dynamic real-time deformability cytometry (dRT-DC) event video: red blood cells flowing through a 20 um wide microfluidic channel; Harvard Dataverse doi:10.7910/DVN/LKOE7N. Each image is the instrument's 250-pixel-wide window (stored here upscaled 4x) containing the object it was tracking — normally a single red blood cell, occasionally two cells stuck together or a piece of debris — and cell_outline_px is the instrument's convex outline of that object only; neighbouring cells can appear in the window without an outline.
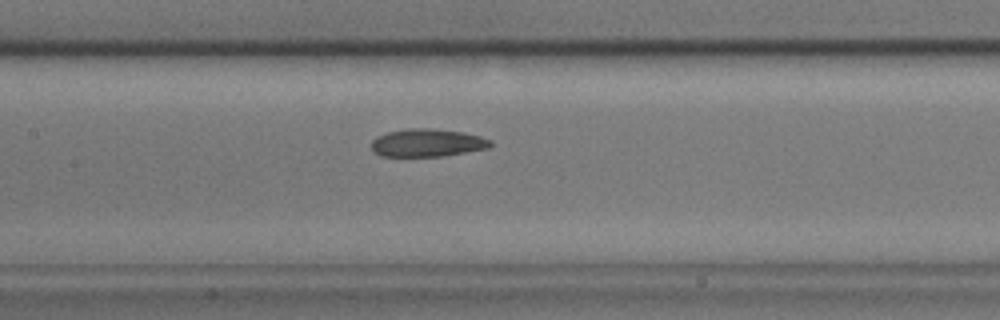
{"species": "common noctule bat (a hibernating species)", "species_latin": "Nyctalus noctula", "temperature_condition": "cold", "stored_images_in_passage": 47, "camera_frame_rate_fps": 3000, "um_per_image_px": 0.085, "animal": {"sex": "male", "body_mass_g": 17.9}, "frame": {"image": 1, "passage_image": 21, "time_ms": 6.667, "image_size_px": [1000, 320], "cell_outline_px": [[492, 144], [488, 148], [440, 156], [380, 156], [372, 152], [372, 140], [376, 136], [388, 132], [408, 128], [432, 128], [464, 132], [480, 136], [492, 140]], "centroid_in_image_um": [36.29, 12.13], "position_along_channel_um": 171.1, "area_um2": 19.36}}
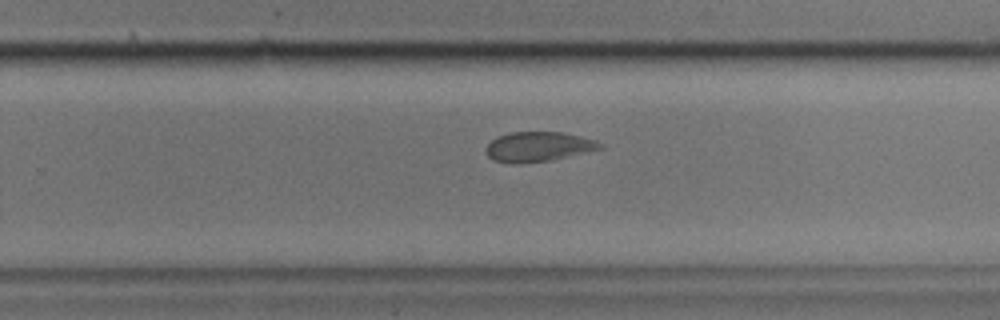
{"frame": {"image": 2, "passage_image": 31, "time_ms": 10.0, "image_size_px": [1000, 320], "cell_outline_px": [[604, 148], [588, 152], [552, 160], [492, 160], [488, 156], [484, 148], [496, 136], [512, 132], [564, 132], [596, 140], [604, 144]], "centroid_in_image_um": [45.84, 12.41], "position_along_channel_um": 284.0, "area_um2": 19.19}}
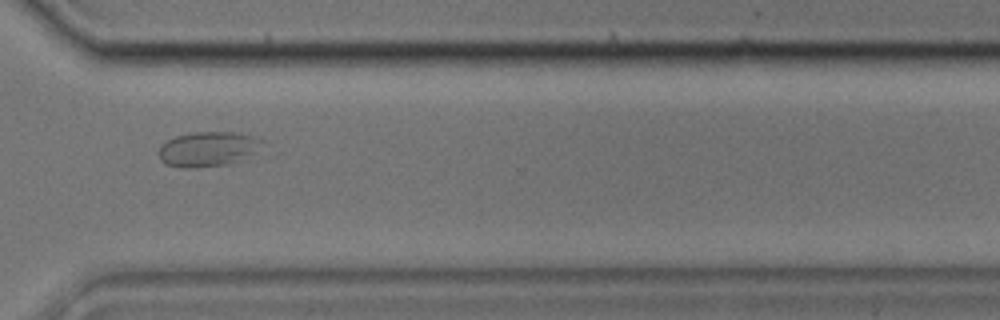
{"frame": {"image": 3, "passage_image": 37, "time_ms": 12.0, "image_size_px": [1000, 320], "cell_outline_px": [[264, 140], [252, 152], [228, 164], [196, 168], [180, 168], [164, 164], [160, 160], [156, 152], [168, 140], [176, 136], [192, 132], [236, 132], [256, 136]], "centroid_in_image_um": [17.58, 12.67], "position_along_channel_um": 353.0, "area_um2": 20.81}}